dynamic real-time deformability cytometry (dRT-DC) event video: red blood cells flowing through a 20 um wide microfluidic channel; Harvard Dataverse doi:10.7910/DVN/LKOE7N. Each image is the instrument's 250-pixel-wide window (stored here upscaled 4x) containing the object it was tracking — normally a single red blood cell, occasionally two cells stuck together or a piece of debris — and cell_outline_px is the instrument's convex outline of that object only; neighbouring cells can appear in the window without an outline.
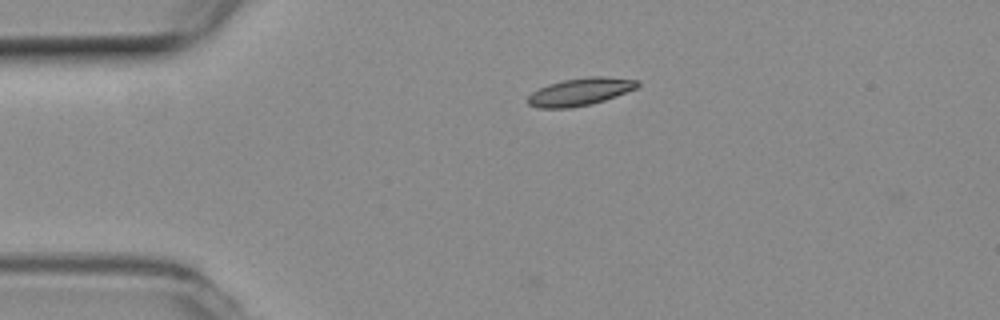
{"species": "common noctule bat (a hibernating species)", "species_latin": "Nyctalus noctula", "temperature_condition": "room temperature", "stored_images_in_passage": 43, "camera_frame_rate_fps": 3000, "um_per_image_px": 0.085, "animal": {"sex": "female", "body_mass_g": 19.3, "forearm_length_mm": 54.1}, "frame": {"image": 1, "passage_image": 1, "time_ms": 0.0, "image_size_px": [1000, 320], "cell_outline_px": [[640, 84], [636, 88], [604, 100], [588, 104], [568, 108], [536, 108], [528, 104], [528, 96], [532, 92], [548, 84], [564, 80], [588, 76], [604, 76], [640, 80]], "centroid_in_image_um": [49.31, 7.79], "position_along_channel_um": 35.7, "area_um2": 17.46}}
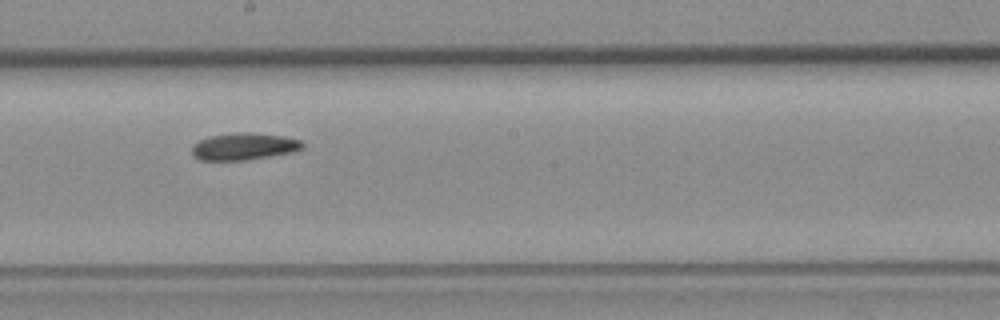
{"frame": {"image": 2, "passage_image": 19, "time_ms": 6.0, "image_size_px": [1000, 320], "cell_outline_px": [[304, 148], [292, 152], [248, 160], [200, 160], [192, 156], [192, 144], [208, 136], [236, 132], [244, 132], [284, 136], [300, 140], [304, 144]], "centroid_in_image_um": [20.71, 12.45], "position_along_channel_um": 227.5, "area_um2": 17.51}}
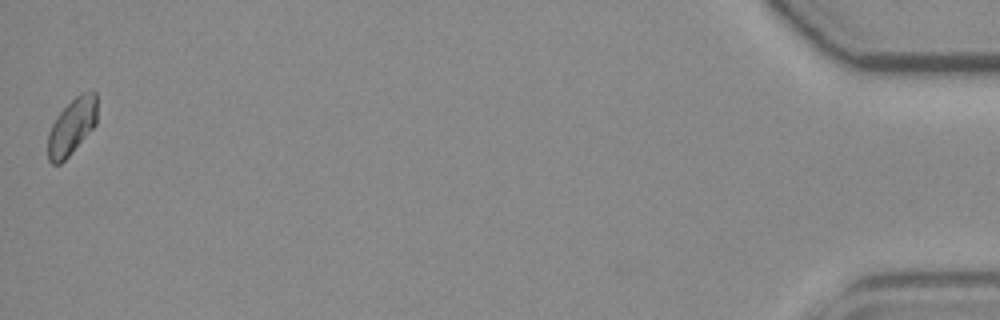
{"frame": {"image": 3, "passage_image": 43, "time_ms": 14.0, "image_size_px": [1000, 320], "cell_outline_px": [[96, 124], [68, 156], [60, 164], [52, 164], [48, 160], [48, 132], [56, 116], [80, 92], [96, 92]], "centroid_in_image_um": [6.08, 10.76], "position_along_channel_um": 429.1, "area_um2": 15.9}, "authors_computed_cell_mechanics": {"area_um2": 17.1666, "velocity_mm_per_s": 3.8022, "shape_relaxation_time_tau1_ms": 7.0442, "shape_relaxation_time_tau2_ms": null, "deformation_change_tau1": 0.126, "deformation_change_tau2": null}}